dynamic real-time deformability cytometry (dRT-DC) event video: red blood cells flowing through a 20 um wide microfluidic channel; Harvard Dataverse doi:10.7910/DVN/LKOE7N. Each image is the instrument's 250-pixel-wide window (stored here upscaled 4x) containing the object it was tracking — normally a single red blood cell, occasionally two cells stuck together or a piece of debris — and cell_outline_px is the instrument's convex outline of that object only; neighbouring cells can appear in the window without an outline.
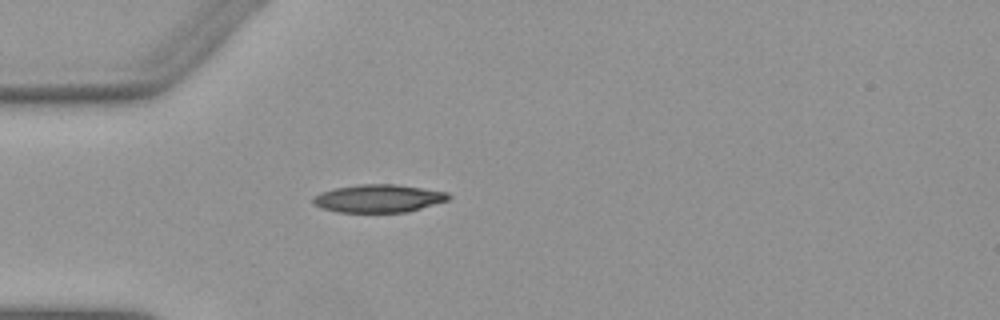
{"species": "Egyptian fruit bat (a non-hibernating species)", "species_latin": "Rousettus aegyptiacus", "temperature_condition": "warm", "stored_images_in_passage": 12, "camera_frame_rate_fps": 3000, "um_per_image_px": 0.085, "animal": {"sex": "female"}, "frame": {"image": 1, "passage_image": 1, "time_ms": 0.0, "image_size_px": [1000, 320], "cell_outline_px": [[452, 196], [448, 200], [408, 212], [340, 212], [324, 208], [312, 204], [312, 200], [320, 192], [336, 188], [360, 184], [396, 184], [448, 192]], "centroid_in_image_um": [32.2, 16.86], "position_along_channel_um": 52.8, "area_um2": 21.91}}
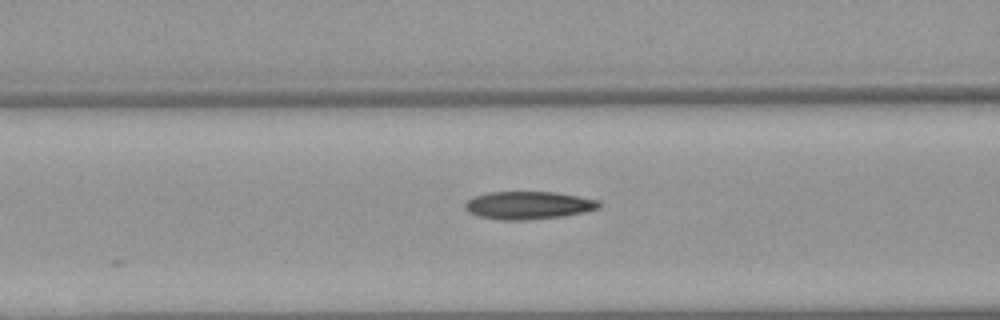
{"frame": {"image": 2, "passage_image": 7, "time_ms": 2.0, "image_size_px": [1000, 320], "cell_outline_px": [[600, 208], [584, 212], [564, 216], [528, 220], [500, 220], [476, 216], [468, 212], [464, 208], [464, 204], [472, 196], [488, 192], [556, 192], [600, 200]], "centroid_in_image_um": [44.89, 17.45], "position_along_channel_um": 121.7, "area_um2": 22.02}}
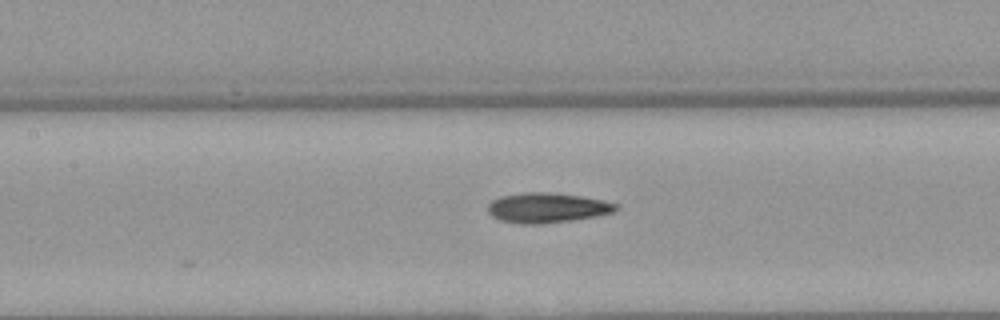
{"frame": {"image": 3, "passage_image": 10, "time_ms": 3.0, "image_size_px": [1000, 320], "cell_outline_px": [[620, 208], [616, 212], [576, 220], [544, 224], [520, 224], [500, 220], [492, 216], [488, 212], [488, 204], [492, 200], [500, 196], [524, 192], [548, 192], [580, 196], [620, 204]], "centroid_in_image_um": [46.53, 17.67], "position_along_channel_um": 160.9, "area_um2": 22.66}}